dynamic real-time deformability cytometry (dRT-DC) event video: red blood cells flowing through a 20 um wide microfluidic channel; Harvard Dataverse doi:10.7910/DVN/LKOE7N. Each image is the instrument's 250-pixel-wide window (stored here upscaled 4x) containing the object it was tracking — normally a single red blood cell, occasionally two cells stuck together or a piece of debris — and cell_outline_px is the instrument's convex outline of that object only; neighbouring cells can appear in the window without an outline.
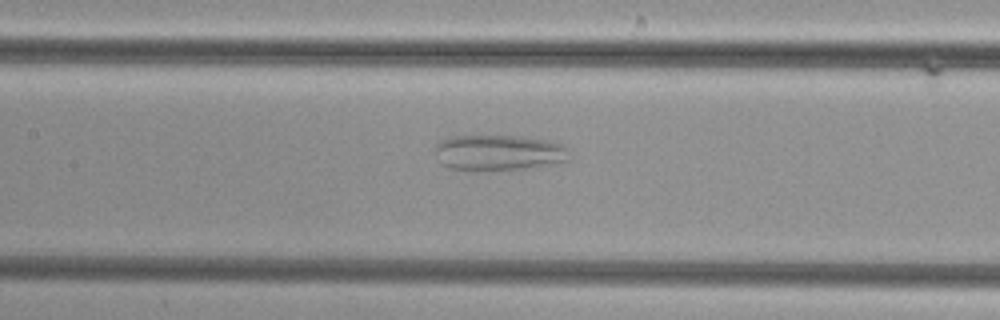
{"species": "common noctule bat (a hibernating species)", "species_latin": "Nyctalus noctula", "temperature_condition": "cold", "stored_images_in_passage": 51, "camera_frame_rate_fps": 3000, "um_per_image_px": 0.085, "animal": {"sex": "female", "body_mass_g": 29.2, "forearm_length_mm": 56.3}, "frame": {"image": 1, "passage_image": 24, "time_ms": 7.667, "image_size_px": [1000, 320], "cell_outline_px": [[572, 160], [524, 168], [452, 168], [444, 164], [436, 152], [436, 144], [440, 140], [452, 136], [524, 136], [548, 140], [564, 144], [568, 148]], "centroid_in_image_um": [42.5, 12.92], "position_along_channel_um": 164.9, "area_um2": 27.17}}
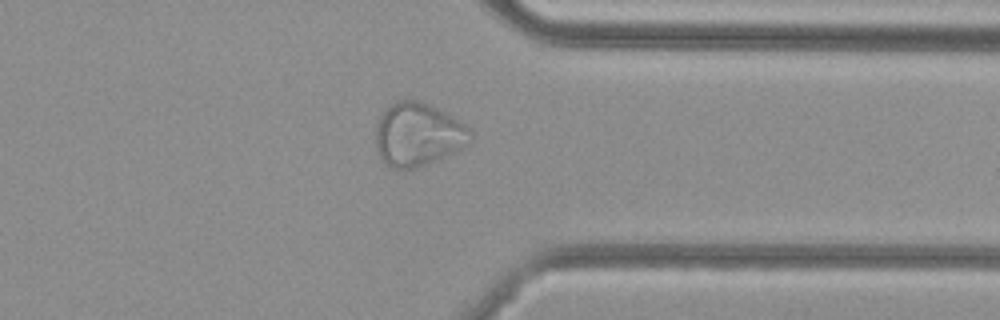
{"frame": {"image": 2, "passage_image": 40, "time_ms": 13.0, "image_size_px": [1000, 320], "cell_outline_px": [[472, 140], [464, 148], [428, 164], [404, 172], [392, 168], [384, 164], [380, 160], [376, 148], [376, 128], [384, 112], [392, 104], [400, 100], [420, 100], [440, 108], [460, 120], [472, 128]], "centroid_in_image_um": [35.57, 11.47], "position_along_channel_um": 375.8, "area_um2": 35.72}}
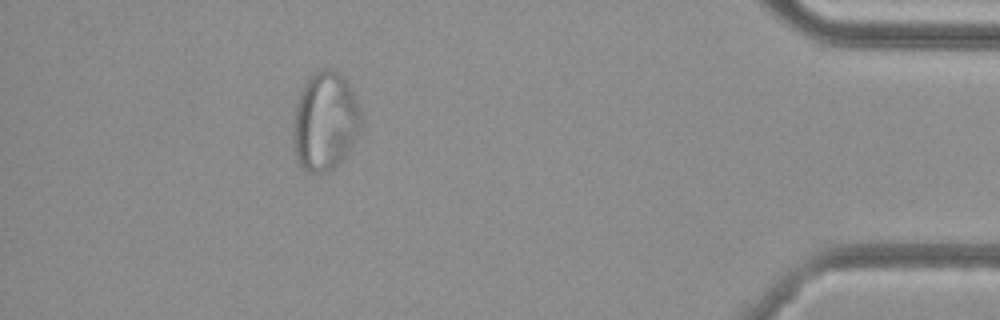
{"frame": {"image": 3, "passage_image": 46, "time_ms": 15.0, "image_size_px": [1000, 320], "cell_outline_px": [[360, 128], [352, 144], [336, 168], [328, 172], [308, 172], [296, 160], [292, 148], [292, 128], [296, 104], [300, 92], [308, 76], [312, 72], [324, 68], [332, 68], [344, 76], [352, 88], [360, 108]], "centroid_in_image_um": [27.6, 10.29], "position_along_channel_um": 407.6, "area_um2": 39.59}}